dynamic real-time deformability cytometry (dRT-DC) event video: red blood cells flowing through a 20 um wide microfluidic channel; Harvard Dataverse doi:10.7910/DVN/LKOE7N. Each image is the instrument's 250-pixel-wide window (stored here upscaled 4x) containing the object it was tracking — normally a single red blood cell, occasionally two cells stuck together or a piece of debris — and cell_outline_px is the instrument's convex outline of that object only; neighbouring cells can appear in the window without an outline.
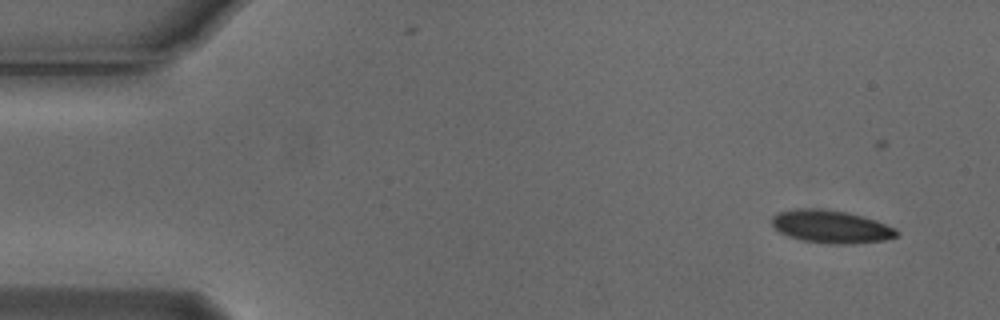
{"species": "Egyptian fruit bat (a non-hibernating species)", "species_latin": "Rousettus aegyptiacus", "temperature_condition": "cold", "stored_images_in_passage": 6, "camera_frame_rate_fps": 3000, "um_per_image_px": 0.085, "animal": {"sex": "male"}, "frame": {"image": 1, "passage_image": 2, "time_ms": 0.333, "image_size_px": [1000, 320], "cell_outline_px": [[900, 236], [884, 240], [852, 244], [828, 244], [800, 240], [788, 236], [780, 232], [772, 224], [772, 216], [780, 212], [796, 208], [820, 208], [844, 212], [864, 216], [876, 220], [896, 228], [900, 232]], "centroid_in_image_um": [70.68, 19.27], "position_along_channel_um": 14.3, "area_um2": 24.1}}
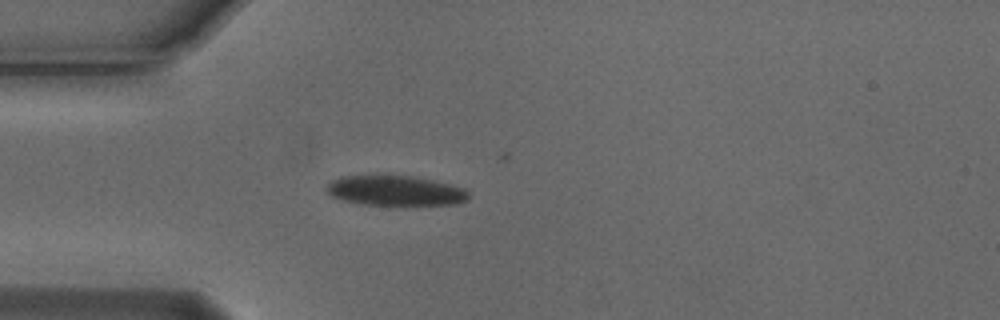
{"frame": {"image": 2, "passage_image": 5, "time_ms": 1.333, "image_size_px": [1000, 320], "cell_outline_px": [[468, 196], [464, 200], [456, 204], [404, 208], [364, 204], [344, 200], [332, 196], [324, 188], [332, 180], [340, 176], [412, 176], [432, 180], [464, 188], [468, 192]], "centroid_in_image_um": [33.62, 16.26], "position_along_channel_um": 51.4, "area_um2": 25.55}}